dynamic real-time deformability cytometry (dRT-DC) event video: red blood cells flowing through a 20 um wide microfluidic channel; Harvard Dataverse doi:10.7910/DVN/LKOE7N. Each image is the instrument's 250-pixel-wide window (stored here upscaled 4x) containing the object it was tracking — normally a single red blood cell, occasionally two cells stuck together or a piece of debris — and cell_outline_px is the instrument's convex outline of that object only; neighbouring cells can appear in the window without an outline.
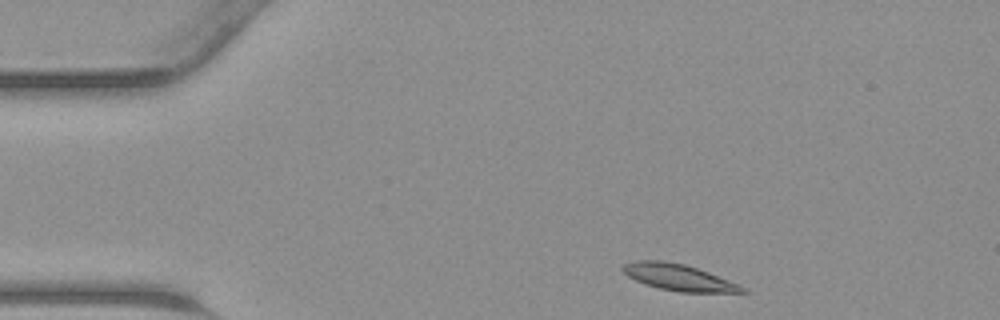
{"species": "common noctule bat (a hibernating species)", "species_latin": "Nyctalus noctula", "temperature_condition": "warm", "stored_images_in_passage": 40, "segment_of_instrument_passage": [1, 2], "camera_frame_rate_fps": 3000, "um_per_image_px": 0.085, "animal": {"sex": "male", "body_mass_g": 23.1, "forearm_length_mm": 52.7}, "frame": {"image": 1, "passage_image": 1, "time_ms": 0.0, "image_size_px": [1000, 320], "cell_outline_px": [[748, 292], [680, 292], [660, 288], [644, 284], [628, 276], [620, 268], [624, 264], [632, 260], [660, 260], [684, 264], [708, 272], [740, 284], [748, 288]], "centroid_in_image_um": [57.69, 23.57], "position_along_channel_um": 27.3, "area_um2": 18.38}}
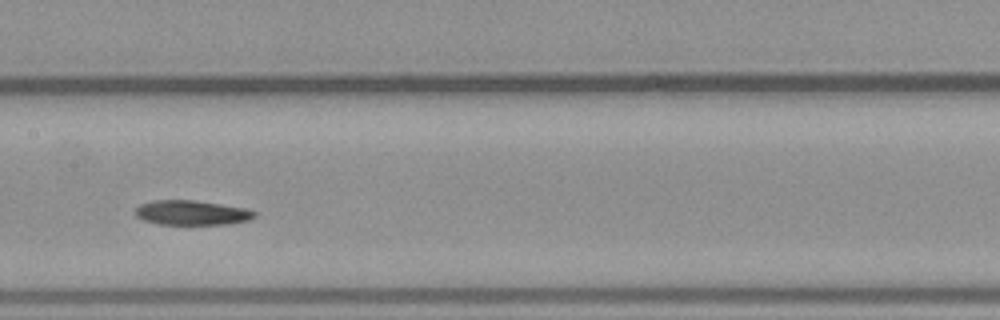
{"frame": {"image": 2, "passage_image": 16, "time_ms": 5.0, "image_size_px": [1000, 320], "cell_outline_px": [[256, 216], [248, 220], [228, 224], [160, 224], [144, 220], [136, 216], [136, 208], [140, 204], [152, 200], [192, 200], [220, 204], [244, 208], [256, 212]], "centroid_in_image_um": [16.28, 18.08], "position_along_channel_um": 191.1, "area_um2": 16.94}}
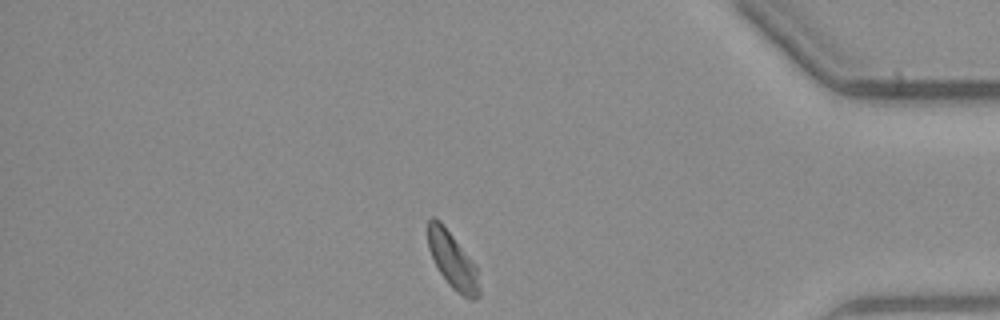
{"frame": {"image": 3, "passage_image": 32, "time_ms": 10.333, "image_size_px": [1000, 320], "cell_outline_px": [[480, 296], [476, 300], [468, 300], [456, 292], [448, 284], [440, 272], [428, 248], [428, 220], [432, 216], [440, 220], [476, 264], [480, 288]], "centroid_in_image_um": [38.5, 22.17], "position_along_channel_um": 396.7, "area_um2": 17.05}}